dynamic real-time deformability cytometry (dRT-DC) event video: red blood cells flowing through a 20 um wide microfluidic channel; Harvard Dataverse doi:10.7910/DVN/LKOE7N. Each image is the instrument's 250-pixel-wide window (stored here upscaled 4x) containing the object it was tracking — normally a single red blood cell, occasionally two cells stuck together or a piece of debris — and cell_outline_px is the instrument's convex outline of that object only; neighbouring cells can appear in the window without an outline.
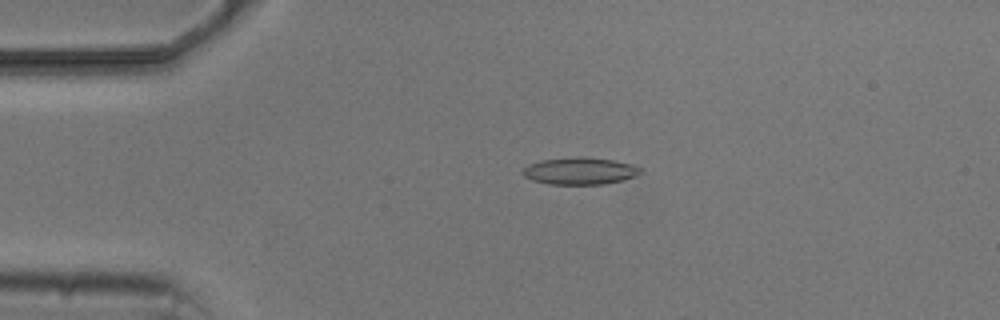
{"species": "common noctule bat (a hibernating species)", "species_latin": "Nyctalus noctula", "temperature_condition": "cold", "stored_images_in_passage": 3, "camera_frame_rate_fps": 3000, "um_per_image_px": 0.085, "animal": {"sex": "male", "body_mass_g": 20.5, "forearm_length_mm": 52.5}, "frame": {"image": 1, "passage_image": 2, "time_ms": 1.0, "image_size_px": [1000, 320], "cell_outline_px": [[644, 172], [620, 180], [604, 184], [548, 184], [532, 180], [524, 176], [524, 168], [528, 164], [540, 160], [580, 156], [584, 156], [612, 160], [632, 164], [644, 168]], "centroid_in_image_um": [49.3, 14.52], "position_along_channel_um": 35.7, "area_um2": 18.55}}